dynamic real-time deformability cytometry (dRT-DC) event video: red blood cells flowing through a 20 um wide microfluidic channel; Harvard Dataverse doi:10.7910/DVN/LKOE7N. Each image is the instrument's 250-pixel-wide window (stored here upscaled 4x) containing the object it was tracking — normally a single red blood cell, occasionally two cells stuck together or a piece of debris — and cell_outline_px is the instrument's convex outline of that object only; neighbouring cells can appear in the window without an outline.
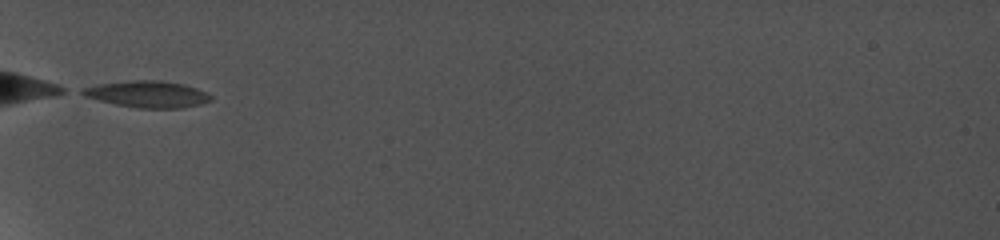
{"species": "common noctule bat (a hibernating species)", "species_latin": "Nyctalus noctula", "temperature_condition": "cold", "stored_images_in_passage": 2, "camera_frame_rate_fps": 5000, "um_per_image_px": 0.085, "animal": {"sex": "female", "body_mass_g": 19.0, "forearm_length_mm": 56.7}, "frame": {"image": 1, "passage_image": 1, "time_ms": 0.0, "image_size_px": [1000, 240], "cell_outline_px": [[212, 96], [208, 100], [196, 104], [176, 108], [140, 108], [120, 104], [88, 96], [80, 92], [84, 88], [100, 84], [132, 80], [160, 80], [180, 84], [196, 88]], "centroid_in_image_um": [12.55, 7.99], "position_along_channel_um": 72.4, "area_um2": 18.84}}